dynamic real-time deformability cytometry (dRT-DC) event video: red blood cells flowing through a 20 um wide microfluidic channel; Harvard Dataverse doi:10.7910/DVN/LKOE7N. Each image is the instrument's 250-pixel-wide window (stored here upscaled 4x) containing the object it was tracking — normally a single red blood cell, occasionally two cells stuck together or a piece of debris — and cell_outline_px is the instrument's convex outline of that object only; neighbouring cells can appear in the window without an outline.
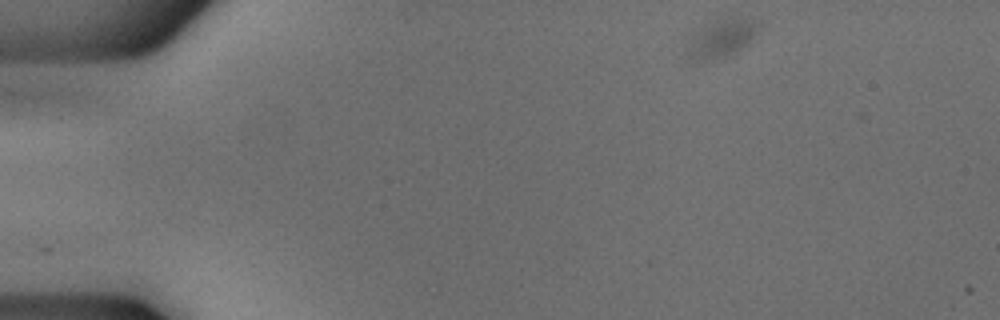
{"species": "common noctule bat (a hibernating species)", "species_latin": "Nyctalus noctula", "temperature_condition": "cold", "stored_images_in_passage": 12, "camera_frame_rate_fps": 3000, "um_per_image_px": 0.085, "animal": {"sex": "male", "body_mass_g": 18.8}, "frame": {"image": 1, "passage_image": 1, "time_ms": 0.0, "image_size_px": [1000, 320], "cell_outline_px": [[760, 20], [752, 36], [736, 52], [724, 56], [696, 60], [688, 60], [684, 52], [692, 36], [716, 20]], "centroid_in_image_um": [61.22, 3.31], "position_along_channel_um": 23.8, "area_um2": 14.45}}
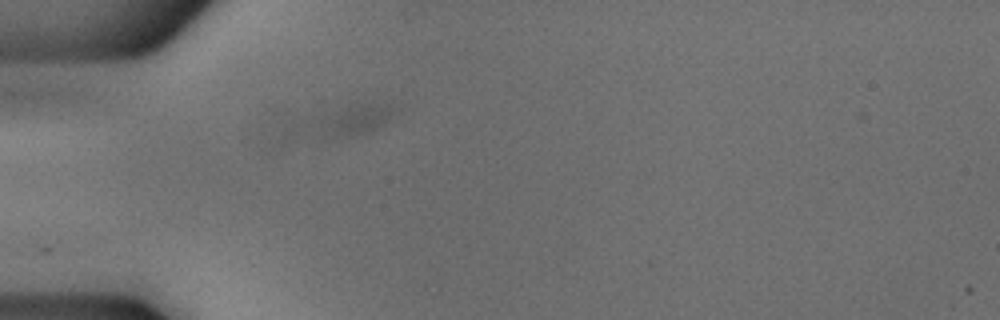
{"frame": {"image": 2, "passage_image": 10, "time_ms": 3.0, "image_size_px": [1000, 320], "cell_outline_px": [[400, 108], [388, 120], [376, 128], [364, 132], [344, 136], [324, 136], [304, 124], [308, 120], [356, 104], [388, 104]], "centroid_in_image_um": [29.95, 10.17], "position_along_channel_um": 55.0, "area_um2": 14.1}}